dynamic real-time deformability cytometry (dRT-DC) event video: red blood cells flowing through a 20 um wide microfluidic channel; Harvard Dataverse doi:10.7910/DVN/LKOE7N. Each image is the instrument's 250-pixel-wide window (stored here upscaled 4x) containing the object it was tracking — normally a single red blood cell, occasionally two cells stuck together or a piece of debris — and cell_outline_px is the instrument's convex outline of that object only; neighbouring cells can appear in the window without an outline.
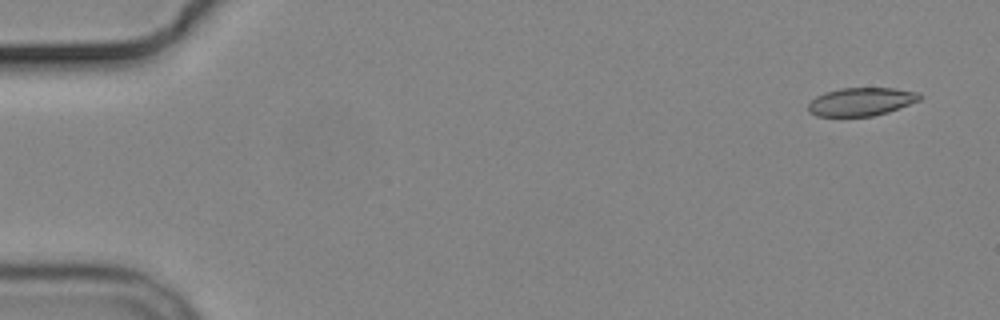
{"species": "common noctule bat (a hibernating species)", "species_latin": "Nyctalus noctula", "temperature_condition": "cold", "stored_images_in_passage": 5, "camera_frame_rate_fps": 3000, "um_per_image_px": 0.085, "animal": {"sex": "male", "body_mass_g": 19.2, "forearm_length_mm": 51.8}, "frame": {"image": 1, "passage_image": 1, "time_ms": 0.0, "image_size_px": [1000, 320], "cell_outline_px": [[924, 96], [920, 100], [888, 112], [872, 116], [816, 116], [808, 112], [808, 104], [816, 96], [824, 92], [840, 88], [892, 88], [920, 92]], "centroid_in_image_um": [73.21, 8.64], "position_along_channel_um": 11.8, "area_um2": 18.44}}